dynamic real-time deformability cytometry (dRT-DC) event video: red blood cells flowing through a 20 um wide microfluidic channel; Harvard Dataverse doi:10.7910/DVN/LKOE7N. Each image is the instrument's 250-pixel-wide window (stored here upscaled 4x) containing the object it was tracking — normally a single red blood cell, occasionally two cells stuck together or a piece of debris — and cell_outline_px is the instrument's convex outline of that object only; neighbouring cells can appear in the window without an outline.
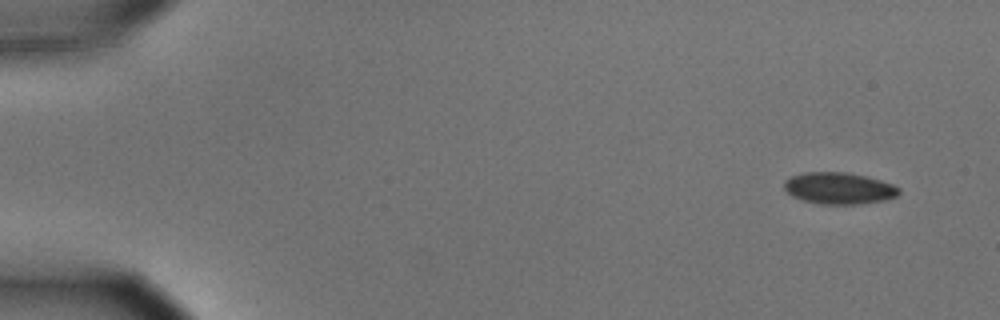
{"species": "common noctule bat (a hibernating species)", "species_latin": "Nyctalus noctula", "temperature_condition": "cold", "stored_images_in_passage": 25, "camera_frame_rate_fps": 3000, "um_per_image_px": 0.085, "animal": {"sex": "male", "body_mass_g": 15.6}, "frame": {"image": 1, "passage_image": 1, "time_ms": 0.0, "image_size_px": [1000, 320], "cell_outline_px": [[900, 192], [896, 196], [884, 200], [860, 204], [820, 204], [804, 200], [792, 196], [784, 188], [784, 180], [792, 176], [804, 172], [844, 172], [864, 176], [880, 180], [892, 184], [900, 188]], "centroid_in_image_um": [71.3, 16.0], "position_along_channel_um": 13.7, "area_um2": 21.04}}
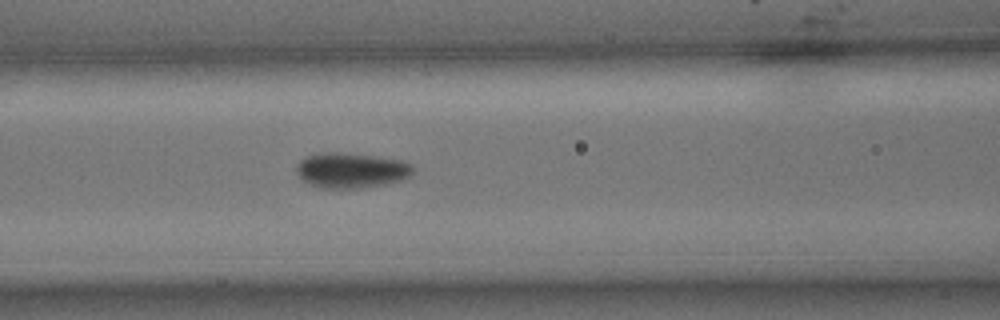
{"frame": {"image": 2, "passage_image": 22, "time_ms": 7.0, "image_size_px": [1000, 320], "cell_outline_px": [[412, 172], [408, 176], [400, 180], [388, 184], [364, 188], [320, 188], [304, 180], [296, 172], [296, 164], [300, 160], [308, 156], [320, 152], [340, 152], [376, 156], [404, 160], [412, 164]], "centroid_in_image_um": [29.86, 14.47], "position_along_channel_um": 136.7, "area_um2": 24.04}}
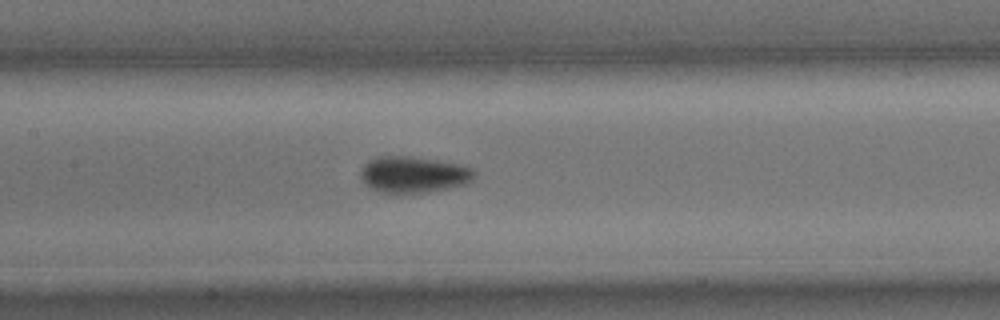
{"frame": {"image": 3, "passage_image": 25, "time_ms": 8.0, "image_size_px": [1000, 320], "cell_outline_px": [[476, 172], [472, 180], [464, 184], [448, 188], [428, 192], [396, 196], [380, 192], [368, 188], [360, 176], [360, 172], [364, 164], [368, 160], [380, 156], [408, 156], [436, 160], [460, 164], [472, 168]], "centroid_in_image_um": [35.1, 14.87], "position_along_channel_um": 172.3, "area_um2": 24.68}}